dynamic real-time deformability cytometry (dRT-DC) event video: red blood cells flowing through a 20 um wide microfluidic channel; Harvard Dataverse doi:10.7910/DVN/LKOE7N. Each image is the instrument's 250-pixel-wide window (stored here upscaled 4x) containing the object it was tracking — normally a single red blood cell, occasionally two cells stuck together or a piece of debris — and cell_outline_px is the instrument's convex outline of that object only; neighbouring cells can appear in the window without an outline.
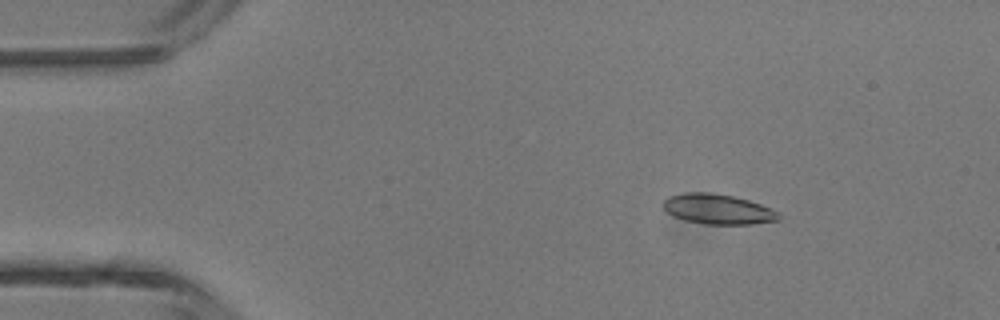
{"species": "common noctule bat (a hibernating species)", "species_latin": "Nyctalus noctula", "temperature_condition": "room temperature", "stored_images_in_passage": 5, "camera_frame_rate_fps": 3000, "um_per_image_px": 0.085, "animal": {"sex": "male", "body_mass_g": 13.3}, "frame": {"image": 1, "passage_image": 2, "time_ms": 0.333, "image_size_px": [1000, 320], "cell_outline_px": [[780, 220], [752, 224], [704, 224], [684, 220], [672, 216], [664, 208], [664, 200], [668, 196], [684, 192], [708, 192], [732, 196], [748, 200], [760, 204], [776, 212], [780, 216]], "centroid_in_image_um": [60.98, 17.78], "position_along_channel_um": 24.0, "area_um2": 20.11}}